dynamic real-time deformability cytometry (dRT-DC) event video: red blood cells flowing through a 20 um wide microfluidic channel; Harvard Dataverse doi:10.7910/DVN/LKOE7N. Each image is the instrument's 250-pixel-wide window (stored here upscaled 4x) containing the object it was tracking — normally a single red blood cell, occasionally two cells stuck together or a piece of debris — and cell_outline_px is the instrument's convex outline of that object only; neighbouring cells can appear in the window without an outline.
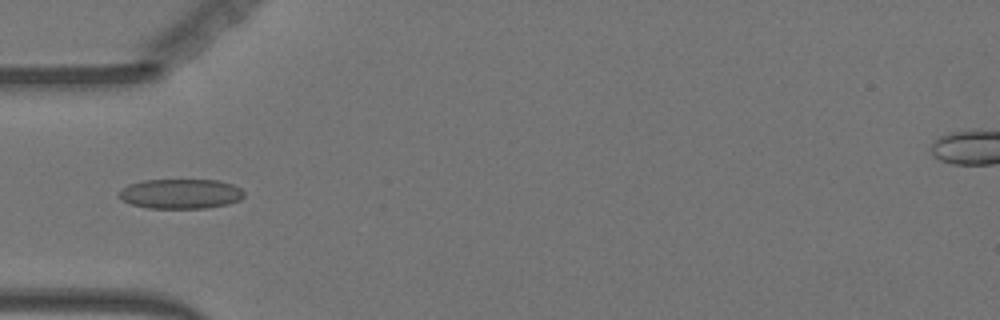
{"species": "Egyptian fruit bat (a non-hibernating species)", "species_latin": "Rousettus aegyptiacus", "temperature_condition": "warm", "stored_images_in_passage": 39, "camera_frame_rate_fps": 3000, "um_per_image_px": 0.085, "animal": {"sex": "female"}, "frame": {"image": 1, "passage_image": 1, "time_ms": 0.0, "image_size_px": [1000, 320], "cell_outline_px": [[244, 196], [240, 200], [228, 204], [204, 208], [148, 208], [132, 204], [124, 200], [120, 196], [120, 192], [128, 184], [144, 180], [220, 180], [232, 184], [240, 188], [244, 192]], "centroid_in_image_um": [15.4, 16.47], "position_along_channel_um": 69.6, "area_um2": 21.56}}
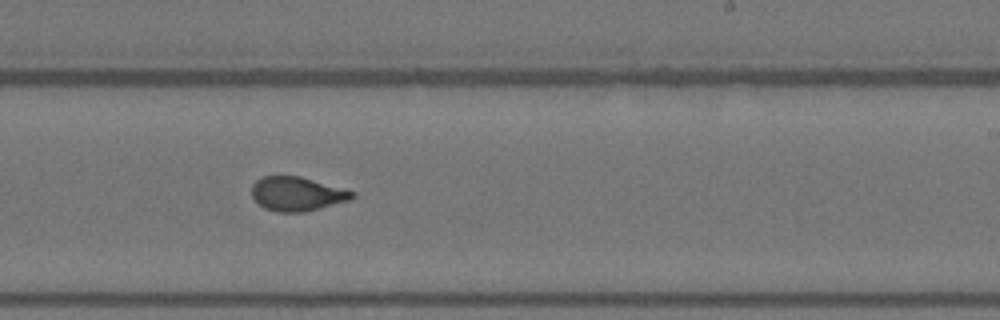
{"frame": {"image": 2, "passage_image": 17, "time_ms": 5.333, "image_size_px": [1000, 320], "cell_outline_px": [[356, 196], [348, 200], [320, 208], [304, 212], [276, 212], [264, 208], [252, 196], [252, 184], [256, 180], [264, 176], [300, 176], [356, 192]], "centroid_in_image_um": [25.24, 16.48], "position_along_channel_um": 263.8, "area_um2": 19.83}}
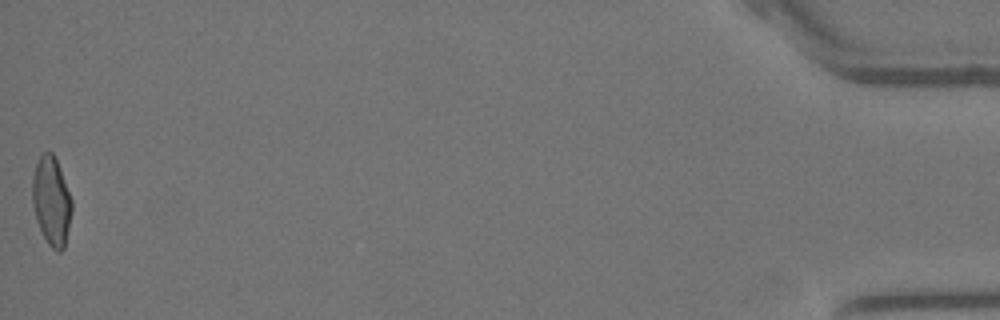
{"frame": {"image": 3, "passage_image": 39, "time_ms": 12.667, "image_size_px": [1000, 320], "cell_outline_px": [[72, 212], [64, 248], [60, 252], [52, 248], [48, 244], [36, 220], [32, 204], [32, 176], [36, 164], [40, 156], [44, 152], [52, 152], [56, 160], [72, 200]], "centroid_in_image_um": [4.36, 17.1], "position_along_channel_um": 430.8, "area_um2": 20.23}, "authors_computed_cell_mechanics": {"area_um2": 20.23, "velocity_mm_per_s": 3.6197, "shape_relaxation_time_tau1_ms": 8.3729, "shape_relaxation_time_tau2_ms": 0.8285, "deformation_change_tau1": 0.2255, "deformation_change_tau2": 0.0538}}